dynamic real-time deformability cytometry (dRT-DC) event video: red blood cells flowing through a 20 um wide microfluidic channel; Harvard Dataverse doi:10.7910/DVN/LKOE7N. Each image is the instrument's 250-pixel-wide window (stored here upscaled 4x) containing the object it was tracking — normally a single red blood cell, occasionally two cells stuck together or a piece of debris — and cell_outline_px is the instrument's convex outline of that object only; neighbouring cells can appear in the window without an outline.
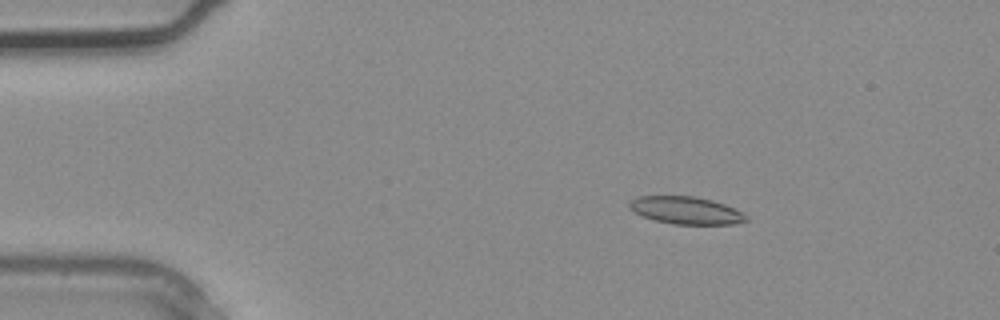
{"species": "common noctule bat (a hibernating species)", "species_latin": "Nyctalus noctula", "temperature_condition": "warm", "stored_images_in_passage": 3, "segment_of_instrument_passage": [2, 2], "camera_frame_rate_fps": 3000, "um_per_image_px": 0.085, "animal": {"sex": "male", "body_mass_g": 20.4}, "frame": {"image": 1, "passage_image": 3, "time_ms": 0.667, "image_size_px": [1000, 320], "cell_outline_px": [[748, 220], [732, 224], [672, 224], [656, 220], [644, 216], [628, 208], [628, 200], [640, 196], [696, 196], [712, 200], [724, 204], [744, 212], [748, 216]], "centroid_in_image_um": [58.32, 17.87], "position_along_channel_um": 26.7, "area_um2": 18.73}}